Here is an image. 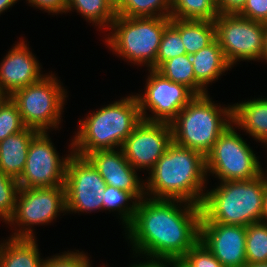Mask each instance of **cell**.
Returning a JSON list of instances; mask_svg holds the SVG:
<instances>
[{"label": "cell", "instance_id": "1", "mask_svg": "<svg viewBox=\"0 0 267 267\" xmlns=\"http://www.w3.org/2000/svg\"><path fill=\"white\" fill-rule=\"evenodd\" d=\"M127 209L123 220L129 237L137 249L153 258L177 263L200 239V205L188 203L183 213L170 199H149Z\"/></svg>", "mask_w": 267, "mask_h": 267}, {"label": "cell", "instance_id": "2", "mask_svg": "<svg viewBox=\"0 0 267 267\" xmlns=\"http://www.w3.org/2000/svg\"><path fill=\"white\" fill-rule=\"evenodd\" d=\"M205 169L206 160L202 153L172 141L151 169L147 187L159 196L155 199L170 198L201 206L204 196L199 192L207 172Z\"/></svg>", "mask_w": 267, "mask_h": 267}, {"label": "cell", "instance_id": "3", "mask_svg": "<svg viewBox=\"0 0 267 267\" xmlns=\"http://www.w3.org/2000/svg\"><path fill=\"white\" fill-rule=\"evenodd\" d=\"M266 179L224 181L221 187L204 195L200 223L248 226L261 222Z\"/></svg>", "mask_w": 267, "mask_h": 267}, {"label": "cell", "instance_id": "4", "mask_svg": "<svg viewBox=\"0 0 267 267\" xmlns=\"http://www.w3.org/2000/svg\"><path fill=\"white\" fill-rule=\"evenodd\" d=\"M142 121L136 97L126 98L104 107L81 123V130L73 145L76 155L86 157L96 150L113 149L125 140Z\"/></svg>", "mask_w": 267, "mask_h": 267}, {"label": "cell", "instance_id": "5", "mask_svg": "<svg viewBox=\"0 0 267 267\" xmlns=\"http://www.w3.org/2000/svg\"><path fill=\"white\" fill-rule=\"evenodd\" d=\"M170 16L169 11L167 14L160 12L157 17L116 15L111 24L118 29L107 42L120 55L136 62L148 61L150 68L156 70V56Z\"/></svg>", "mask_w": 267, "mask_h": 267}, {"label": "cell", "instance_id": "6", "mask_svg": "<svg viewBox=\"0 0 267 267\" xmlns=\"http://www.w3.org/2000/svg\"><path fill=\"white\" fill-rule=\"evenodd\" d=\"M218 114L206 94L196 95L170 123L172 141L206 156L230 125Z\"/></svg>", "mask_w": 267, "mask_h": 267}, {"label": "cell", "instance_id": "7", "mask_svg": "<svg viewBox=\"0 0 267 267\" xmlns=\"http://www.w3.org/2000/svg\"><path fill=\"white\" fill-rule=\"evenodd\" d=\"M215 39L229 65L236 59L262 58L265 42V23L238 14H218L214 20Z\"/></svg>", "mask_w": 267, "mask_h": 267}, {"label": "cell", "instance_id": "8", "mask_svg": "<svg viewBox=\"0 0 267 267\" xmlns=\"http://www.w3.org/2000/svg\"><path fill=\"white\" fill-rule=\"evenodd\" d=\"M206 170L224 181L255 179L262 174L252 150L229 125L205 156Z\"/></svg>", "mask_w": 267, "mask_h": 267}, {"label": "cell", "instance_id": "9", "mask_svg": "<svg viewBox=\"0 0 267 267\" xmlns=\"http://www.w3.org/2000/svg\"><path fill=\"white\" fill-rule=\"evenodd\" d=\"M53 79L52 77L41 78L9 96L19 108L26 127L41 132L45 131L47 126H56L61 114L64 93Z\"/></svg>", "mask_w": 267, "mask_h": 267}, {"label": "cell", "instance_id": "10", "mask_svg": "<svg viewBox=\"0 0 267 267\" xmlns=\"http://www.w3.org/2000/svg\"><path fill=\"white\" fill-rule=\"evenodd\" d=\"M64 187L66 210L103 208L101 194L106 182L87 157L74 154L68 158Z\"/></svg>", "mask_w": 267, "mask_h": 267}, {"label": "cell", "instance_id": "11", "mask_svg": "<svg viewBox=\"0 0 267 267\" xmlns=\"http://www.w3.org/2000/svg\"><path fill=\"white\" fill-rule=\"evenodd\" d=\"M68 157L60 162L45 131L38 132L29 144L25 168L17 180L20 188L64 185Z\"/></svg>", "mask_w": 267, "mask_h": 267}, {"label": "cell", "instance_id": "12", "mask_svg": "<svg viewBox=\"0 0 267 267\" xmlns=\"http://www.w3.org/2000/svg\"><path fill=\"white\" fill-rule=\"evenodd\" d=\"M146 89L144 97L137 96L136 98L142 119L149 122L170 124L178 113L196 96L185 85L172 82L153 69ZM146 105L151 108L155 115L157 114L156 118L143 117Z\"/></svg>", "mask_w": 267, "mask_h": 267}, {"label": "cell", "instance_id": "13", "mask_svg": "<svg viewBox=\"0 0 267 267\" xmlns=\"http://www.w3.org/2000/svg\"><path fill=\"white\" fill-rule=\"evenodd\" d=\"M171 142L172 129L169 123L142 119L121 149L132 167L153 168Z\"/></svg>", "mask_w": 267, "mask_h": 267}, {"label": "cell", "instance_id": "14", "mask_svg": "<svg viewBox=\"0 0 267 267\" xmlns=\"http://www.w3.org/2000/svg\"><path fill=\"white\" fill-rule=\"evenodd\" d=\"M224 267H246V226L200 223V239Z\"/></svg>", "mask_w": 267, "mask_h": 267}, {"label": "cell", "instance_id": "15", "mask_svg": "<svg viewBox=\"0 0 267 267\" xmlns=\"http://www.w3.org/2000/svg\"><path fill=\"white\" fill-rule=\"evenodd\" d=\"M19 203L10 221L18 220L25 224L49 222L58 210L66 209L64 185L56 187L20 188Z\"/></svg>", "mask_w": 267, "mask_h": 267}, {"label": "cell", "instance_id": "16", "mask_svg": "<svg viewBox=\"0 0 267 267\" xmlns=\"http://www.w3.org/2000/svg\"><path fill=\"white\" fill-rule=\"evenodd\" d=\"M116 153L114 149L96 150L86 157L96 167L106 185L124 190L134 198H141L142 191L134 168L125 158L124 152Z\"/></svg>", "mask_w": 267, "mask_h": 267}, {"label": "cell", "instance_id": "17", "mask_svg": "<svg viewBox=\"0 0 267 267\" xmlns=\"http://www.w3.org/2000/svg\"><path fill=\"white\" fill-rule=\"evenodd\" d=\"M39 72L37 61L28 52L24 43L18 44L1 64L0 93L5 94V89L11 96L15 91L39 81Z\"/></svg>", "mask_w": 267, "mask_h": 267}, {"label": "cell", "instance_id": "18", "mask_svg": "<svg viewBox=\"0 0 267 267\" xmlns=\"http://www.w3.org/2000/svg\"><path fill=\"white\" fill-rule=\"evenodd\" d=\"M39 131L26 127L0 141V169L18 180L25 168L29 144Z\"/></svg>", "mask_w": 267, "mask_h": 267}, {"label": "cell", "instance_id": "19", "mask_svg": "<svg viewBox=\"0 0 267 267\" xmlns=\"http://www.w3.org/2000/svg\"><path fill=\"white\" fill-rule=\"evenodd\" d=\"M32 231L29 229L7 242L5 249L0 247V267H42Z\"/></svg>", "mask_w": 267, "mask_h": 267}, {"label": "cell", "instance_id": "20", "mask_svg": "<svg viewBox=\"0 0 267 267\" xmlns=\"http://www.w3.org/2000/svg\"><path fill=\"white\" fill-rule=\"evenodd\" d=\"M228 118L260 141L267 142V100L259 99L224 109Z\"/></svg>", "mask_w": 267, "mask_h": 267}, {"label": "cell", "instance_id": "21", "mask_svg": "<svg viewBox=\"0 0 267 267\" xmlns=\"http://www.w3.org/2000/svg\"><path fill=\"white\" fill-rule=\"evenodd\" d=\"M170 24L180 33L186 54L190 56L215 40L214 21L171 18Z\"/></svg>", "mask_w": 267, "mask_h": 267}, {"label": "cell", "instance_id": "22", "mask_svg": "<svg viewBox=\"0 0 267 267\" xmlns=\"http://www.w3.org/2000/svg\"><path fill=\"white\" fill-rule=\"evenodd\" d=\"M196 83L202 86L218 78V76L230 67L223 51L215 39L210 45L190 56Z\"/></svg>", "mask_w": 267, "mask_h": 267}, {"label": "cell", "instance_id": "23", "mask_svg": "<svg viewBox=\"0 0 267 267\" xmlns=\"http://www.w3.org/2000/svg\"><path fill=\"white\" fill-rule=\"evenodd\" d=\"M163 77L185 85L195 95H204V90L195 81L190 55L183 54L163 62L157 69Z\"/></svg>", "mask_w": 267, "mask_h": 267}, {"label": "cell", "instance_id": "24", "mask_svg": "<svg viewBox=\"0 0 267 267\" xmlns=\"http://www.w3.org/2000/svg\"><path fill=\"white\" fill-rule=\"evenodd\" d=\"M174 7V8H173ZM171 18L214 21L218 17L216 0H171Z\"/></svg>", "mask_w": 267, "mask_h": 267}, {"label": "cell", "instance_id": "25", "mask_svg": "<svg viewBox=\"0 0 267 267\" xmlns=\"http://www.w3.org/2000/svg\"><path fill=\"white\" fill-rule=\"evenodd\" d=\"M246 260L251 263L267 262V223H252L246 226Z\"/></svg>", "mask_w": 267, "mask_h": 267}, {"label": "cell", "instance_id": "26", "mask_svg": "<svg viewBox=\"0 0 267 267\" xmlns=\"http://www.w3.org/2000/svg\"><path fill=\"white\" fill-rule=\"evenodd\" d=\"M72 5L89 20L100 24L113 22L116 17V12L106 0H67V10H70Z\"/></svg>", "mask_w": 267, "mask_h": 267}, {"label": "cell", "instance_id": "27", "mask_svg": "<svg viewBox=\"0 0 267 267\" xmlns=\"http://www.w3.org/2000/svg\"><path fill=\"white\" fill-rule=\"evenodd\" d=\"M25 128L19 108L10 97L5 98L0 103V141Z\"/></svg>", "mask_w": 267, "mask_h": 267}, {"label": "cell", "instance_id": "28", "mask_svg": "<svg viewBox=\"0 0 267 267\" xmlns=\"http://www.w3.org/2000/svg\"><path fill=\"white\" fill-rule=\"evenodd\" d=\"M171 0H121L116 15L125 17H155L153 11L170 8ZM155 9V10H154Z\"/></svg>", "mask_w": 267, "mask_h": 267}, {"label": "cell", "instance_id": "29", "mask_svg": "<svg viewBox=\"0 0 267 267\" xmlns=\"http://www.w3.org/2000/svg\"><path fill=\"white\" fill-rule=\"evenodd\" d=\"M186 54L180 33L169 23L165 29L156 56V69L165 61Z\"/></svg>", "mask_w": 267, "mask_h": 267}, {"label": "cell", "instance_id": "30", "mask_svg": "<svg viewBox=\"0 0 267 267\" xmlns=\"http://www.w3.org/2000/svg\"><path fill=\"white\" fill-rule=\"evenodd\" d=\"M18 181L5 175L0 169V216L10 221L14 214L17 199L16 193L19 192Z\"/></svg>", "mask_w": 267, "mask_h": 267}, {"label": "cell", "instance_id": "31", "mask_svg": "<svg viewBox=\"0 0 267 267\" xmlns=\"http://www.w3.org/2000/svg\"><path fill=\"white\" fill-rule=\"evenodd\" d=\"M177 263L181 267H224L200 240Z\"/></svg>", "mask_w": 267, "mask_h": 267}, {"label": "cell", "instance_id": "32", "mask_svg": "<svg viewBox=\"0 0 267 267\" xmlns=\"http://www.w3.org/2000/svg\"><path fill=\"white\" fill-rule=\"evenodd\" d=\"M239 16L267 23V0H247Z\"/></svg>", "mask_w": 267, "mask_h": 267}, {"label": "cell", "instance_id": "33", "mask_svg": "<svg viewBox=\"0 0 267 267\" xmlns=\"http://www.w3.org/2000/svg\"><path fill=\"white\" fill-rule=\"evenodd\" d=\"M102 201H103V208H121L122 203L134 198L130 193L117 189L115 187L106 185L104 188L102 194Z\"/></svg>", "mask_w": 267, "mask_h": 267}, {"label": "cell", "instance_id": "34", "mask_svg": "<svg viewBox=\"0 0 267 267\" xmlns=\"http://www.w3.org/2000/svg\"><path fill=\"white\" fill-rule=\"evenodd\" d=\"M42 267H90V265L81 253H68L43 262Z\"/></svg>", "mask_w": 267, "mask_h": 267}, {"label": "cell", "instance_id": "35", "mask_svg": "<svg viewBox=\"0 0 267 267\" xmlns=\"http://www.w3.org/2000/svg\"><path fill=\"white\" fill-rule=\"evenodd\" d=\"M247 0H216L218 14H238Z\"/></svg>", "mask_w": 267, "mask_h": 267}, {"label": "cell", "instance_id": "36", "mask_svg": "<svg viewBox=\"0 0 267 267\" xmlns=\"http://www.w3.org/2000/svg\"><path fill=\"white\" fill-rule=\"evenodd\" d=\"M29 2L48 11L58 12L67 10V0H29Z\"/></svg>", "mask_w": 267, "mask_h": 267}, {"label": "cell", "instance_id": "37", "mask_svg": "<svg viewBox=\"0 0 267 267\" xmlns=\"http://www.w3.org/2000/svg\"><path fill=\"white\" fill-rule=\"evenodd\" d=\"M267 180L265 182L264 194H263V207H262V220L267 219Z\"/></svg>", "mask_w": 267, "mask_h": 267}, {"label": "cell", "instance_id": "38", "mask_svg": "<svg viewBox=\"0 0 267 267\" xmlns=\"http://www.w3.org/2000/svg\"><path fill=\"white\" fill-rule=\"evenodd\" d=\"M16 0H0V12L9 8Z\"/></svg>", "mask_w": 267, "mask_h": 267}, {"label": "cell", "instance_id": "39", "mask_svg": "<svg viewBox=\"0 0 267 267\" xmlns=\"http://www.w3.org/2000/svg\"><path fill=\"white\" fill-rule=\"evenodd\" d=\"M110 7L116 12L121 5V0H106Z\"/></svg>", "mask_w": 267, "mask_h": 267}, {"label": "cell", "instance_id": "40", "mask_svg": "<svg viewBox=\"0 0 267 267\" xmlns=\"http://www.w3.org/2000/svg\"><path fill=\"white\" fill-rule=\"evenodd\" d=\"M165 265H162L160 262L157 263L154 261L152 262H149V263H145V264H139V265H136V266H133V267H164ZM166 267V266H165Z\"/></svg>", "mask_w": 267, "mask_h": 267}, {"label": "cell", "instance_id": "41", "mask_svg": "<svg viewBox=\"0 0 267 267\" xmlns=\"http://www.w3.org/2000/svg\"><path fill=\"white\" fill-rule=\"evenodd\" d=\"M267 59V23H265V42H264V51L262 54V58Z\"/></svg>", "mask_w": 267, "mask_h": 267}, {"label": "cell", "instance_id": "42", "mask_svg": "<svg viewBox=\"0 0 267 267\" xmlns=\"http://www.w3.org/2000/svg\"><path fill=\"white\" fill-rule=\"evenodd\" d=\"M246 267H267V262L251 263L248 264Z\"/></svg>", "mask_w": 267, "mask_h": 267}, {"label": "cell", "instance_id": "43", "mask_svg": "<svg viewBox=\"0 0 267 267\" xmlns=\"http://www.w3.org/2000/svg\"><path fill=\"white\" fill-rule=\"evenodd\" d=\"M5 95H2L1 93H0V103L5 99Z\"/></svg>", "mask_w": 267, "mask_h": 267}, {"label": "cell", "instance_id": "44", "mask_svg": "<svg viewBox=\"0 0 267 267\" xmlns=\"http://www.w3.org/2000/svg\"><path fill=\"white\" fill-rule=\"evenodd\" d=\"M174 267H181L178 263H173Z\"/></svg>", "mask_w": 267, "mask_h": 267}]
</instances>
